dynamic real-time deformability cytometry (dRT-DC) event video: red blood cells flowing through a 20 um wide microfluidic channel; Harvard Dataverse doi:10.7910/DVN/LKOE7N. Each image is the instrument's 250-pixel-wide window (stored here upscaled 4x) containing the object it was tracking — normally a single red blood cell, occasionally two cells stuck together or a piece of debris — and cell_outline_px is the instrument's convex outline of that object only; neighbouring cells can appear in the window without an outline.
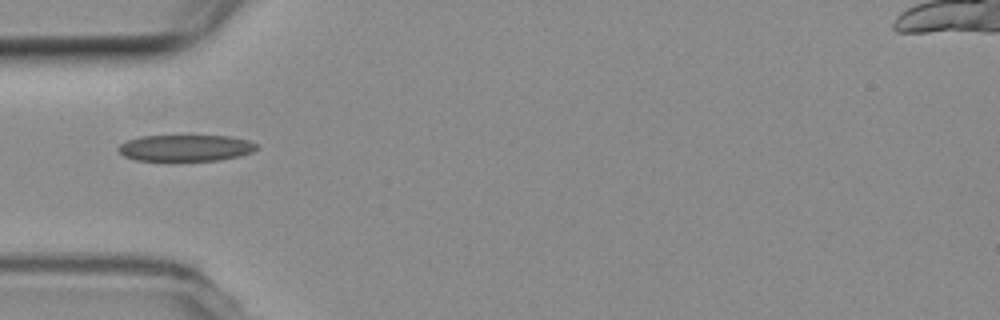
{"species": "common noctule bat (a hibernating species)", "species_latin": "Nyctalus noctula", "temperature_condition": "room temperature", "stored_images_in_passage": 5, "camera_frame_rate_fps": 3000, "um_per_image_px": 0.085, "animal": {"sex": "female", "body_mass_g": 19.3, "forearm_length_mm": 54.1}, "frame": {"image": 1, "passage_image": 1, "time_ms": 0.0, "image_size_px": [1000, 320], "cell_outline_px": [[256, 148], [252, 152], [240, 156], [220, 160], [136, 160], [124, 156], [116, 148], [120, 144], [128, 140], [140, 136], [232, 136], [248, 140], [256, 144]], "centroid_in_image_um": [15.77, 12.57], "position_along_channel_um": 69.2, "area_um2": 21.15}}
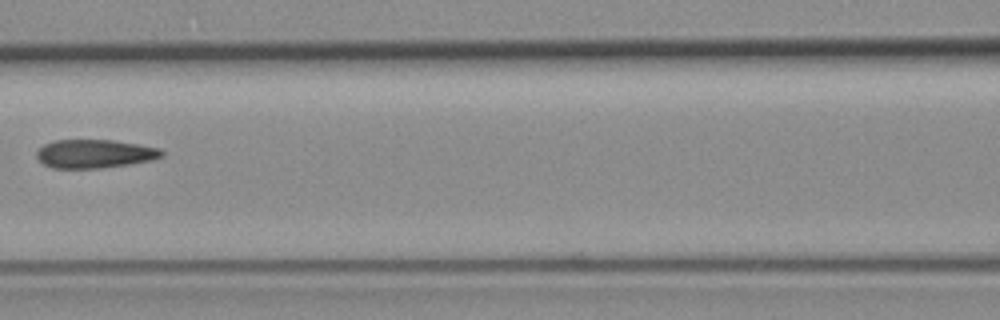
{"frame": {"image": 2, "passage_image": 3, "time_ms": 0.667, "image_size_px": [1000, 320], "cell_outline_px": [[164, 156], [152, 160], [128, 164], [100, 168], [52, 168], [44, 164], [36, 156], [36, 152], [44, 144], [56, 140], [112, 140], [140, 144], [160, 148], [164, 152]], "centroid_in_image_um": [8.07, 13.06], "position_along_channel_um": 158.5, "area_um2": 20.81}}
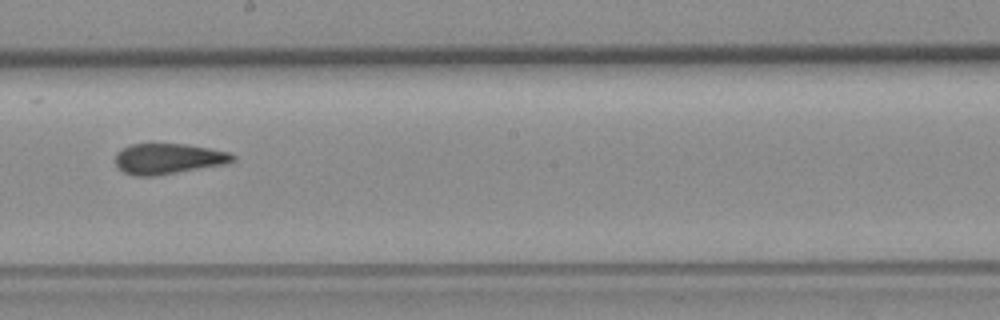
{"frame": {"image": 3, "passage_image": 5, "time_ms": 1.333, "image_size_px": [1000, 320], "cell_outline_px": [[236, 160], [228, 164], [152, 176], [136, 176], [124, 172], [116, 164], [116, 152], [132, 144], [188, 144], [232, 152], [236, 156]], "centroid_in_image_um": [14.38, 13.48], "position_along_channel_um": 233.8, "area_um2": 20.98}}